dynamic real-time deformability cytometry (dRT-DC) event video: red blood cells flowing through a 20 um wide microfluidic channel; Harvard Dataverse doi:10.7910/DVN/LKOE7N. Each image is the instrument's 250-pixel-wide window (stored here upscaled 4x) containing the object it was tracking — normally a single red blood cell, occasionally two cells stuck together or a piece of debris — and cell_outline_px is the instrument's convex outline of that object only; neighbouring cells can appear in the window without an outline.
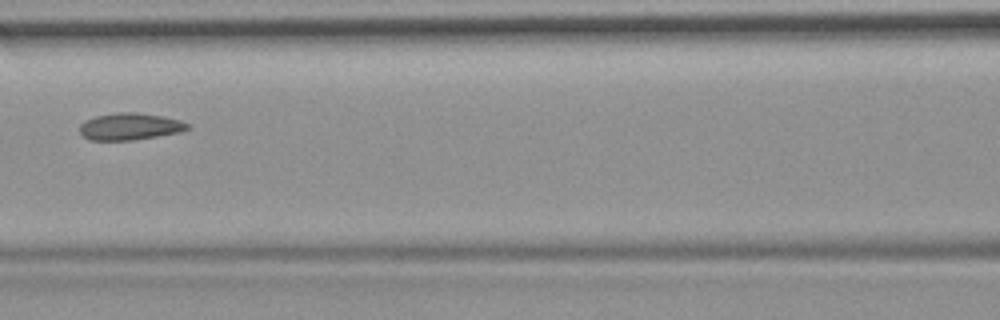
{"species": "common noctule bat (a hibernating species)", "species_latin": "Nyctalus noctula", "temperature_condition": "room temperature", "stored_images_in_passage": 9, "camera_frame_rate_fps": 3000, "um_per_image_px": 0.085, "animal": {"sex": "female", "body_mass_g": 19.9}, "frame": {"image": 1, "passage_image": 6, "time_ms": 6.667, "image_size_px": [1000, 320], "cell_outline_px": [[192, 128], [180, 132], [132, 140], [88, 140], [80, 132], [80, 124], [84, 120], [96, 116], [120, 112], [136, 112], [164, 116], [180, 120], [188, 124]], "centroid_in_image_um": [11.05, 10.75], "position_along_channel_um": 155.6, "area_um2": 16.94}}
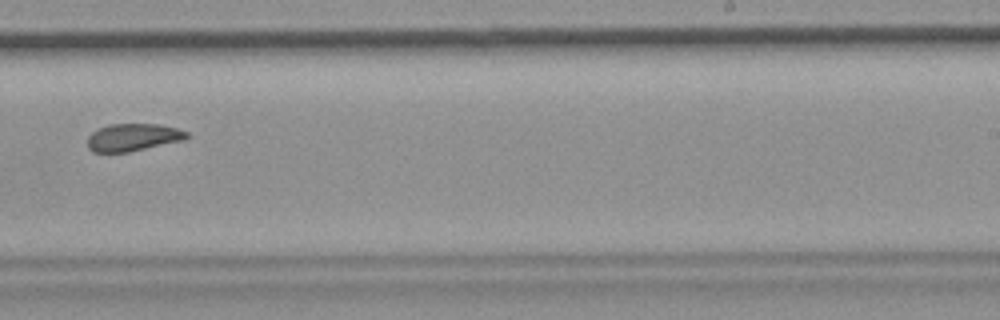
{"frame": {"image": 2, "passage_image": 9, "time_ms": 10.0, "image_size_px": [1000, 320], "cell_outline_px": [[188, 136], [184, 140], [128, 152], [92, 152], [88, 148], [88, 136], [96, 128], [108, 124], [160, 124], [176, 128], [188, 132]], "centroid_in_image_um": [11.27, 11.66], "position_along_channel_um": 277.7, "area_um2": 15.95}}